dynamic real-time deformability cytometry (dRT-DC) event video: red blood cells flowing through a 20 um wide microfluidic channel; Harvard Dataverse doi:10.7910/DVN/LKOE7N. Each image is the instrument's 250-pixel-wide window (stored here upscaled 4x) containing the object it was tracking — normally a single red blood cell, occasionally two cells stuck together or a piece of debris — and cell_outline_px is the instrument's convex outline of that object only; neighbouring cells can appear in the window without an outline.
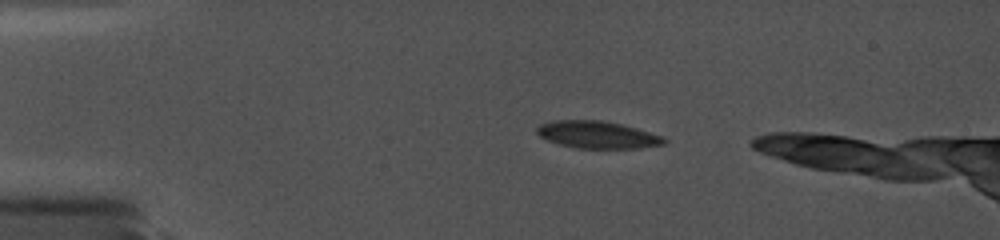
{"species": "common noctule bat (a hibernating species)", "species_latin": "Nyctalus noctula", "temperature_condition": "cold", "stored_images_in_passage": 52, "camera_frame_rate_fps": 5000, "um_per_image_px": 0.085, "animal": {"sex": "female", "body_mass_g": 19.0, "forearm_length_mm": 56.7}, "frame": {"image": 1, "passage_image": 13, "time_ms": 2.8, "image_size_px": [1000, 240], "cell_outline_px": [[668, 140], [664, 144], [640, 148], [576, 148], [560, 144], [548, 140], [540, 136], [536, 132], [536, 128], [540, 124], [552, 120], [600, 120], [620, 124], [636, 128], [664, 136]], "centroid_in_image_um": [50.79, 11.45], "position_along_channel_um": 34.2, "area_um2": 20.17}}
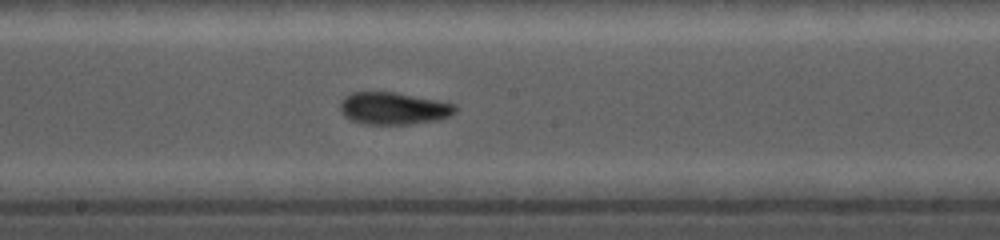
{"frame": {"image": 2, "passage_image": 36, "time_ms": 9.0, "image_size_px": [1000, 240], "cell_outline_px": [[456, 112], [452, 116], [436, 120], [408, 124], [364, 124], [352, 120], [344, 116], [340, 112], [340, 104], [344, 96], [352, 92], [392, 92], [436, 100], [456, 104]], "centroid_in_image_um": [33.43, 9.22], "position_along_channel_um": 214.8, "area_um2": 21.56}}
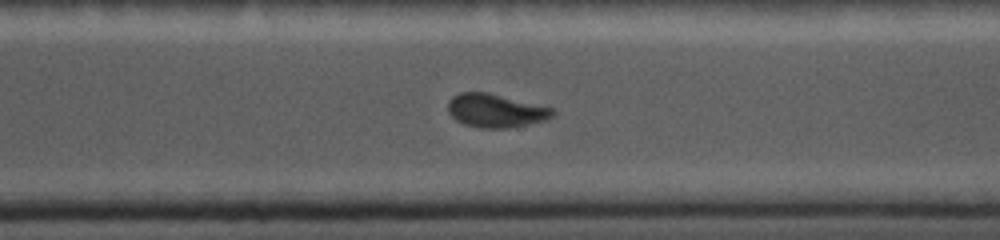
{"frame": {"image": 3, "passage_image": 47, "time_ms": 12.0, "image_size_px": [1000, 240], "cell_outline_px": [[556, 112], [548, 120], [508, 128], [480, 128], [464, 124], [456, 120], [448, 112], [448, 100], [452, 96], [460, 92], [488, 92], [556, 108]], "centroid_in_image_um": [42.16, 9.4], "position_along_channel_um": 328.4, "area_um2": 20.75}}